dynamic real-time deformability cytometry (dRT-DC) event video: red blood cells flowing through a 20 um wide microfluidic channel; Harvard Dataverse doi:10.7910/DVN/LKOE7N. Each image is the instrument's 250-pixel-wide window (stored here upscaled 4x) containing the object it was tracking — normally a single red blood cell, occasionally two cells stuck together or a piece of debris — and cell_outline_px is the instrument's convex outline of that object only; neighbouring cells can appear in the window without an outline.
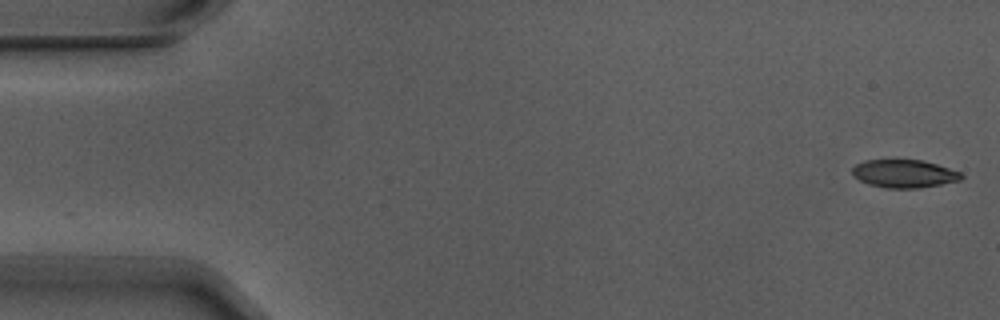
{"species": "Egyptian fruit bat (a non-hibernating species)", "species_latin": "Rousettus aegyptiacus", "temperature_condition": "warm", "stored_images_in_passage": 2, "camera_frame_rate_fps": 3000, "um_per_image_px": 0.085, "animal": {"sex": "male"}, "frame": {"image": 1, "passage_image": 2, "time_ms": 0.333, "image_size_px": [1000, 320], "cell_outline_px": [[964, 176], [960, 180], [920, 188], [888, 188], [868, 184], [852, 176], [852, 168], [856, 164], [864, 160], [924, 160], [960, 172]], "centroid_in_image_um": [76.82, 14.76], "position_along_channel_um": 8.2, "area_um2": 17.74}}